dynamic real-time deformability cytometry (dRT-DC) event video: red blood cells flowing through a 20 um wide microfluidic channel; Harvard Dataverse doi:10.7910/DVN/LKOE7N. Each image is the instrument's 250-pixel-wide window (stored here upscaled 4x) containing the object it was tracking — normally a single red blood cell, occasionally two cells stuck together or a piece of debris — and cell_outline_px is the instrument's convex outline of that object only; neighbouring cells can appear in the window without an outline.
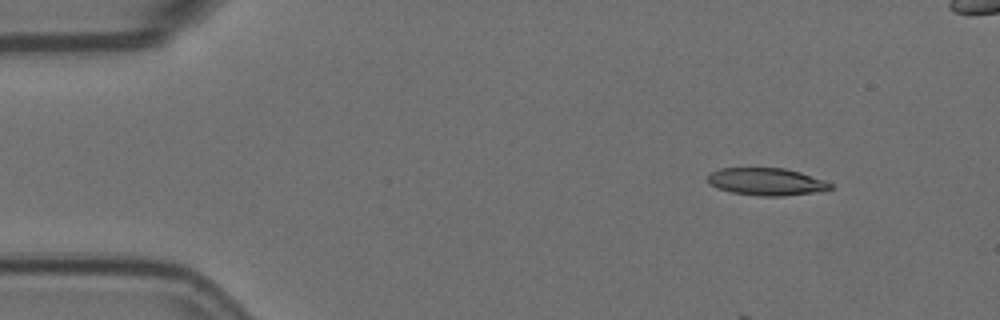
{"species": "Egyptian fruit bat (a non-hibernating species)", "species_latin": "Rousettus aegyptiacus", "temperature_condition": "room temperature", "stored_images_in_passage": 7, "camera_frame_rate_fps": 3000, "um_per_image_px": 0.085, "animal": {"sex": "female"}, "frame": {"image": 1, "passage_image": 2, "time_ms": 0.333, "image_size_px": [1000, 320], "cell_outline_px": [[832, 188], [820, 192], [784, 196], [760, 196], [732, 192], [716, 188], [708, 184], [708, 176], [712, 172], [720, 168], [784, 168], [800, 172], [824, 180], [832, 184]], "centroid_in_image_um": [65.15, 15.45], "position_along_channel_um": 19.8, "area_um2": 19.65}}